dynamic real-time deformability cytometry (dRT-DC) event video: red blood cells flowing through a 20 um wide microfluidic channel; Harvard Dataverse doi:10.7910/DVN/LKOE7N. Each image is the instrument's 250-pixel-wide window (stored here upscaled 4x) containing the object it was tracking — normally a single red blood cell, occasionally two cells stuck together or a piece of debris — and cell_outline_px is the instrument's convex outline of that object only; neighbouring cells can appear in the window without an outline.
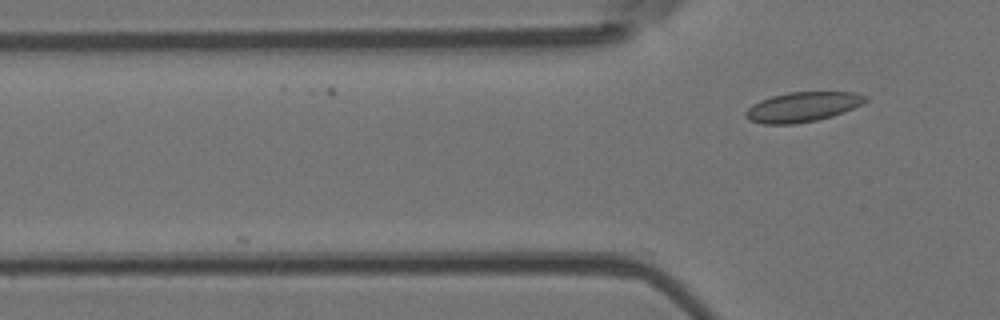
{"species": "Egyptian fruit bat (a non-hibernating species)", "species_latin": "Rousettus aegyptiacus", "temperature_condition": "room temperature", "stored_images_in_passage": 2, "camera_frame_rate_fps": 3000, "um_per_image_px": 0.085, "animal": {"sex": "female"}, "frame": {"image": 1, "passage_image": 2, "time_ms": 0.333, "image_size_px": [1000, 320], "cell_outline_px": [[868, 100], [844, 112], [832, 116], [816, 120], [792, 124], [764, 124], [748, 120], [744, 116], [744, 112], [752, 104], [760, 100], [772, 96], [788, 92], [852, 92], [868, 96]], "centroid_in_image_um": [68.17, 9.09], "position_along_channel_um": 57.6, "area_um2": 20.75}}